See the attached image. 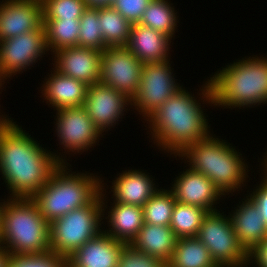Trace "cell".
<instances>
[{
    "mask_svg": "<svg viewBox=\"0 0 267 267\" xmlns=\"http://www.w3.org/2000/svg\"><path fill=\"white\" fill-rule=\"evenodd\" d=\"M30 136L9 118L0 119V171L12 198H32L65 163Z\"/></svg>",
    "mask_w": 267,
    "mask_h": 267,
    "instance_id": "6da1fadb",
    "label": "cell"
},
{
    "mask_svg": "<svg viewBox=\"0 0 267 267\" xmlns=\"http://www.w3.org/2000/svg\"><path fill=\"white\" fill-rule=\"evenodd\" d=\"M199 104L181 88L148 118L158 146L179 155L187 146L210 136L207 119Z\"/></svg>",
    "mask_w": 267,
    "mask_h": 267,
    "instance_id": "7a4b0ae2",
    "label": "cell"
},
{
    "mask_svg": "<svg viewBox=\"0 0 267 267\" xmlns=\"http://www.w3.org/2000/svg\"><path fill=\"white\" fill-rule=\"evenodd\" d=\"M238 61L227 65L202 86L203 102L239 109L267 103V58Z\"/></svg>",
    "mask_w": 267,
    "mask_h": 267,
    "instance_id": "3957f363",
    "label": "cell"
},
{
    "mask_svg": "<svg viewBox=\"0 0 267 267\" xmlns=\"http://www.w3.org/2000/svg\"><path fill=\"white\" fill-rule=\"evenodd\" d=\"M0 247L9 254H39L50 250V223L31 198L11 197L3 202Z\"/></svg>",
    "mask_w": 267,
    "mask_h": 267,
    "instance_id": "277c9868",
    "label": "cell"
},
{
    "mask_svg": "<svg viewBox=\"0 0 267 267\" xmlns=\"http://www.w3.org/2000/svg\"><path fill=\"white\" fill-rule=\"evenodd\" d=\"M66 170L69 169L65 163H61L47 183L31 198L49 223L90 204L100 194L103 185L97 176L74 172L68 174L70 171Z\"/></svg>",
    "mask_w": 267,
    "mask_h": 267,
    "instance_id": "5b68a950",
    "label": "cell"
},
{
    "mask_svg": "<svg viewBox=\"0 0 267 267\" xmlns=\"http://www.w3.org/2000/svg\"><path fill=\"white\" fill-rule=\"evenodd\" d=\"M227 144L223 139L209 136L187 146L178 155L188 158L190 169L208 177L223 195L240 188L247 175L243 159Z\"/></svg>",
    "mask_w": 267,
    "mask_h": 267,
    "instance_id": "8992f818",
    "label": "cell"
},
{
    "mask_svg": "<svg viewBox=\"0 0 267 267\" xmlns=\"http://www.w3.org/2000/svg\"><path fill=\"white\" fill-rule=\"evenodd\" d=\"M103 187L90 204L74 209L50 223V250L68 258L80 246L102 232L99 226L104 215L103 208L106 207Z\"/></svg>",
    "mask_w": 267,
    "mask_h": 267,
    "instance_id": "52a82bcc",
    "label": "cell"
},
{
    "mask_svg": "<svg viewBox=\"0 0 267 267\" xmlns=\"http://www.w3.org/2000/svg\"><path fill=\"white\" fill-rule=\"evenodd\" d=\"M216 211L203 218L196 237L208 248L218 267H243L249 263L248 252L238 242L231 217Z\"/></svg>",
    "mask_w": 267,
    "mask_h": 267,
    "instance_id": "ba28073f",
    "label": "cell"
},
{
    "mask_svg": "<svg viewBox=\"0 0 267 267\" xmlns=\"http://www.w3.org/2000/svg\"><path fill=\"white\" fill-rule=\"evenodd\" d=\"M171 71L169 60L143 64L139 89L131 99V106H136L146 120L182 88L175 83Z\"/></svg>",
    "mask_w": 267,
    "mask_h": 267,
    "instance_id": "9c48e42d",
    "label": "cell"
},
{
    "mask_svg": "<svg viewBox=\"0 0 267 267\" xmlns=\"http://www.w3.org/2000/svg\"><path fill=\"white\" fill-rule=\"evenodd\" d=\"M143 64L126 46L106 47L101 53L100 83L132 99L139 89Z\"/></svg>",
    "mask_w": 267,
    "mask_h": 267,
    "instance_id": "30bf717a",
    "label": "cell"
},
{
    "mask_svg": "<svg viewBox=\"0 0 267 267\" xmlns=\"http://www.w3.org/2000/svg\"><path fill=\"white\" fill-rule=\"evenodd\" d=\"M47 51L49 50L43 25L37 30L0 41L1 78L4 81V78L20 73L37 62Z\"/></svg>",
    "mask_w": 267,
    "mask_h": 267,
    "instance_id": "8fae6325",
    "label": "cell"
},
{
    "mask_svg": "<svg viewBox=\"0 0 267 267\" xmlns=\"http://www.w3.org/2000/svg\"><path fill=\"white\" fill-rule=\"evenodd\" d=\"M56 120L57 135L65 150H88L102 135L83 106L57 110Z\"/></svg>",
    "mask_w": 267,
    "mask_h": 267,
    "instance_id": "7c38bea8",
    "label": "cell"
},
{
    "mask_svg": "<svg viewBox=\"0 0 267 267\" xmlns=\"http://www.w3.org/2000/svg\"><path fill=\"white\" fill-rule=\"evenodd\" d=\"M128 104L131 105V99L124 93L99 82L88 86L83 107L96 128L102 133L119 121Z\"/></svg>",
    "mask_w": 267,
    "mask_h": 267,
    "instance_id": "4fadbf2b",
    "label": "cell"
},
{
    "mask_svg": "<svg viewBox=\"0 0 267 267\" xmlns=\"http://www.w3.org/2000/svg\"><path fill=\"white\" fill-rule=\"evenodd\" d=\"M0 3V41L39 29L43 25L41 0H4Z\"/></svg>",
    "mask_w": 267,
    "mask_h": 267,
    "instance_id": "5bb4252c",
    "label": "cell"
},
{
    "mask_svg": "<svg viewBox=\"0 0 267 267\" xmlns=\"http://www.w3.org/2000/svg\"><path fill=\"white\" fill-rule=\"evenodd\" d=\"M102 51L74 46L54 52L55 70L87 85L100 82ZM57 57V58H56Z\"/></svg>",
    "mask_w": 267,
    "mask_h": 267,
    "instance_id": "9a60e30c",
    "label": "cell"
},
{
    "mask_svg": "<svg viewBox=\"0 0 267 267\" xmlns=\"http://www.w3.org/2000/svg\"><path fill=\"white\" fill-rule=\"evenodd\" d=\"M172 188L177 202L202 207L208 212L216 211L214 202L223 195L208 177L191 169L183 171Z\"/></svg>",
    "mask_w": 267,
    "mask_h": 267,
    "instance_id": "2e32d148",
    "label": "cell"
},
{
    "mask_svg": "<svg viewBox=\"0 0 267 267\" xmlns=\"http://www.w3.org/2000/svg\"><path fill=\"white\" fill-rule=\"evenodd\" d=\"M125 245L102 231L71 254L67 258V266L117 267L120 252Z\"/></svg>",
    "mask_w": 267,
    "mask_h": 267,
    "instance_id": "e0dca14e",
    "label": "cell"
},
{
    "mask_svg": "<svg viewBox=\"0 0 267 267\" xmlns=\"http://www.w3.org/2000/svg\"><path fill=\"white\" fill-rule=\"evenodd\" d=\"M171 39L160 31L136 23L131 25V32L125 46L144 64L155 63L168 60L167 51H169Z\"/></svg>",
    "mask_w": 267,
    "mask_h": 267,
    "instance_id": "ac0fdd59",
    "label": "cell"
},
{
    "mask_svg": "<svg viewBox=\"0 0 267 267\" xmlns=\"http://www.w3.org/2000/svg\"><path fill=\"white\" fill-rule=\"evenodd\" d=\"M51 75V76H50ZM43 84L42 95L56 110L84 105L88 86L72 77L54 70Z\"/></svg>",
    "mask_w": 267,
    "mask_h": 267,
    "instance_id": "d6986e66",
    "label": "cell"
},
{
    "mask_svg": "<svg viewBox=\"0 0 267 267\" xmlns=\"http://www.w3.org/2000/svg\"><path fill=\"white\" fill-rule=\"evenodd\" d=\"M238 208L230 217L238 242L249 252L267 237V224L249 197Z\"/></svg>",
    "mask_w": 267,
    "mask_h": 267,
    "instance_id": "ffe728a7",
    "label": "cell"
},
{
    "mask_svg": "<svg viewBox=\"0 0 267 267\" xmlns=\"http://www.w3.org/2000/svg\"><path fill=\"white\" fill-rule=\"evenodd\" d=\"M114 201L116 203L143 206L159 189L154 187L148 174L137 170L121 173L112 182Z\"/></svg>",
    "mask_w": 267,
    "mask_h": 267,
    "instance_id": "44dd1931",
    "label": "cell"
},
{
    "mask_svg": "<svg viewBox=\"0 0 267 267\" xmlns=\"http://www.w3.org/2000/svg\"><path fill=\"white\" fill-rule=\"evenodd\" d=\"M177 239L170 226L144 223L131 245L167 263L174 252Z\"/></svg>",
    "mask_w": 267,
    "mask_h": 267,
    "instance_id": "7402d4cb",
    "label": "cell"
},
{
    "mask_svg": "<svg viewBox=\"0 0 267 267\" xmlns=\"http://www.w3.org/2000/svg\"><path fill=\"white\" fill-rule=\"evenodd\" d=\"M108 212L110 230L103 231L112 238L131 244L144 225L143 208L138 205L116 203Z\"/></svg>",
    "mask_w": 267,
    "mask_h": 267,
    "instance_id": "603a6c76",
    "label": "cell"
},
{
    "mask_svg": "<svg viewBox=\"0 0 267 267\" xmlns=\"http://www.w3.org/2000/svg\"><path fill=\"white\" fill-rule=\"evenodd\" d=\"M166 267H218L197 237L178 238Z\"/></svg>",
    "mask_w": 267,
    "mask_h": 267,
    "instance_id": "cb8c5ba5",
    "label": "cell"
},
{
    "mask_svg": "<svg viewBox=\"0 0 267 267\" xmlns=\"http://www.w3.org/2000/svg\"><path fill=\"white\" fill-rule=\"evenodd\" d=\"M99 22L103 41L108 47L127 44L132 24L112 6L99 8Z\"/></svg>",
    "mask_w": 267,
    "mask_h": 267,
    "instance_id": "d4e9b609",
    "label": "cell"
},
{
    "mask_svg": "<svg viewBox=\"0 0 267 267\" xmlns=\"http://www.w3.org/2000/svg\"><path fill=\"white\" fill-rule=\"evenodd\" d=\"M80 19L43 20L48 50L54 53L60 49L78 46Z\"/></svg>",
    "mask_w": 267,
    "mask_h": 267,
    "instance_id": "484cf974",
    "label": "cell"
},
{
    "mask_svg": "<svg viewBox=\"0 0 267 267\" xmlns=\"http://www.w3.org/2000/svg\"><path fill=\"white\" fill-rule=\"evenodd\" d=\"M207 213L208 211L202 207L176 201L169 226L177 238L196 237Z\"/></svg>",
    "mask_w": 267,
    "mask_h": 267,
    "instance_id": "4316f807",
    "label": "cell"
},
{
    "mask_svg": "<svg viewBox=\"0 0 267 267\" xmlns=\"http://www.w3.org/2000/svg\"><path fill=\"white\" fill-rule=\"evenodd\" d=\"M176 15L168 0H152L139 23L172 38L178 22Z\"/></svg>",
    "mask_w": 267,
    "mask_h": 267,
    "instance_id": "83f0119b",
    "label": "cell"
},
{
    "mask_svg": "<svg viewBox=\"0 0 267 267\" xmlns=\"http://www.w3.org/2000/svg\"><path fill=\"white\" fill-rule=\"evenodd\" d=\"M175 202L176 200L171 190L159 189L142 206L144 223L169 226Z\"/></svg>",
    "mask_w": 267,
    "mask_h": 267,
    "instance_id": "f1b7e54d",
    "label": "cell"
},
{
    "mask_svg": "<svg viewBox=\"0 0 267 267\" xmlns=\"http://www.w3.org/2000/svg\"><path fill=\"white\" fill-rule=\"evenodd\" d=\"M99 25V8L87 7L80 18L79 47L93 48L99 51H103L108 47L103 41Z\"/></svg>",
    "mask_w": 267,
    "mask_h": 267,
    "instance_id": "f546056e",
    "label": "cell"
},
{
    "mask_svg": "<svg viewBox=\"0 0 267 267\" xmlns=\"http://www.w3.org/2000/svg\"><path fill=\"white\" fill-rule=\"evenodd\" d=\"M43 20L80 19L87 5L84 0H41Z\"/></svg>",
    "mask_w": 267,
    "mask_h": 267,
    "instance_id": "4dcf8cb0",
    "label": "cell"
},
{
    "mask_svg": "<svg viewBox=\"0 0 267 267\" xmlns=\"http://www.w3.org/2000/svg\"><path fill=\"white\" fill-rule=\"evenodd\" d=\"M6 267H67V258L52 250L39 254H9Z\"/></svg>",
    "mask_w": 267,
    "mask_h": 267,
    "instance_id": "1f68e13d",
    "label": "cell"
},
{
    "mask_svg": "<svg viewBox=\"0 0 267 267\" xmlns=\"http://www.w3.org/2000/svg\"><path fill=\"white\" fill-rule=\"evenodd\" d=\"M117 267H166V263L126 244L120 252Z\"/></svg>",
    "mask_w": 267,
    "mask_h": 267,
    "instance_id": "d6a6232c",
    "label": "cell"
},
{
    "mask_svg": "<svg viewBox=\"0 0 267 267\" xmlns=\"http://www.w3.org/2000/svg\"><path fill=\"white\" fill-rule=\"evenodd\" d=\"M152 0H114L112 7L131 24L139 23Z\"/></svg>",
    "mask_w": 267,
    "mask_h": 267,
    "instance_id": "836d02e7",
    "label": "cell"
},
{
    "mask_svg": "<svg viewBox=\"0 0 267 267\" xmlns=\"http://www.w3.org/2000/svg\"><path fill=\"white\" fill-rule=\"evenodd\" d=\"M264 177V180L262 179L260 186L255 189V192L253 191V195L251 194L247 197H250V199L254 202L255 206L260 212V215L267 224V173H265Z\"/></svg>",
    "mask_w": 267,
    "mask_h": 267,
    "instance_id": "e575fe53",
    "label": "cell"
},
{
    "mask_svg": "<svg viewBox=\"0 0 267 267\" xmlns=\"http://www.w3.org/2000/svg\"><path fill=\"white\" fill-rule=\"evenodd\" d=\"M248 259V264L254 259L258 267H267V237L248 252Z\"/></svg>",
    "mask_w": 267,
    "mask_h": 267,
    "instance_id": "d590c367",
    "label": "cell"
},
{
    "mask_svg": "<svg viewBox=\"0 0 267 267\" xmlns=\"http://www.w3.org/2000/svg\"><path fill=\"white\" fill-rule=\"evenodd\" d=\"M87 7L91 8H103L112 6L114 0H84Z\"/></svg>",
    "mask_w": 267,
    "mask_h": 267,
    "instance_id": "8d00e7d4",
    "label": "cell"
},
{
    "mask_svg": "<svg viewBox=\"0 0 267 267\" xmlns=\"http://www.w3.org/2000/svg\"><path fill=\"white\" fill-rule=\"evenodd\" d=\"M9 258V253L0 247V267H6Z\"/></svg>",
    "mask_w": 267,
    "mask_h": 267,
    "instance_id": "74e56055",
    "label": "cell"
},
{
    "mask_svg": "<svg viewBox=\"0 0 267 267\" xmlns=\"http://www.w3.org/2000/svg\"><path fill=\"white\" fill-rule=\"evenodd\" d=\"M266 154H267V152H266ZM265 157H267V156H265ZM264 163H265V164H264V166H265L264 168H266V169H264V170H266L265 172H267V158L264 159Z\"/></svg>",
    "mask_w": 267,
    "mask_h": 267,
    "instance_id": "f35d334b",
    "label": "cell"
},
{
    "mask_svg": "<svg viewBox=\"0 0 267 267\" xmlns=\"http://www.w3.org/2000/svg\"><path fill=\"white\" fill-rule=\"evenodd\" d=\"M2 206H3V202L0 203V221H1V209H2Z\"/></svg>",
    "mask_w": 267,
    "mask_h": 267,
    "instance_id": "ab89813d",
    "label": "cell"
},
{
    "mask_svg": "<svg viewBox=\"0 0 267 267\" xmlns=\"http://www.w3.org/2000/svg\"><path fill=\"white\" fill-rule=\"evenodd\" d=\"M2 82H5V81H2V78H1V76H0V88L2 87Z\"/></svg>",
    "mask_w": 267,
    "mask_h": 267,
    "instance_id": "60d3db41",
    "label": "cell"
}]
</instances>
